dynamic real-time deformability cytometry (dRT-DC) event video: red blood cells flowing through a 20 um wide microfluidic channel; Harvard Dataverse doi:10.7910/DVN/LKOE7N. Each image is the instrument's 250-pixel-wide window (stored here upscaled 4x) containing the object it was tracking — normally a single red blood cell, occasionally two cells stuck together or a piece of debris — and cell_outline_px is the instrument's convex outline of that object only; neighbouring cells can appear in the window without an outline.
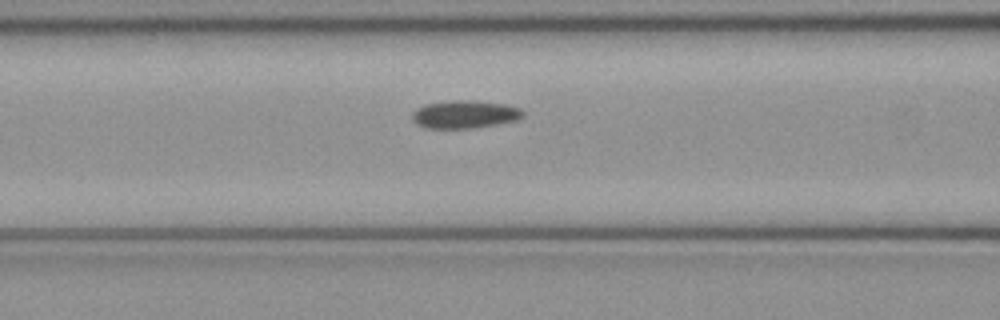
{"species": "common noctule bat (a hibernating species)", "species_latin": "Nyctalus noctula", "temperature_condition": "cold", "stored_images_in_passage": 49, "camera_frame_rate_fps": 3000, "um_per_image_px": 0.085, "animal": {"sex": "female", "body_mass_g": 21.9}, "frame": {"image": 1, "passage_image": 19, "time_ms": 6.0, "image_size_px": [1000, 320], "cell_outline_px": [[524, 116], [516, 120], [496, 124], [472, 128], [424, 128], [416, 124], [412, 120], [412, 112], [416, 108], [424, 104], [452, 100], [472, 100], [504, 104], [520, 108], [524, 112]], "centroid_in_image_um": [39.46, 9.71], "position_along_channel_um": 127.1, "area_um2": 18.09}}
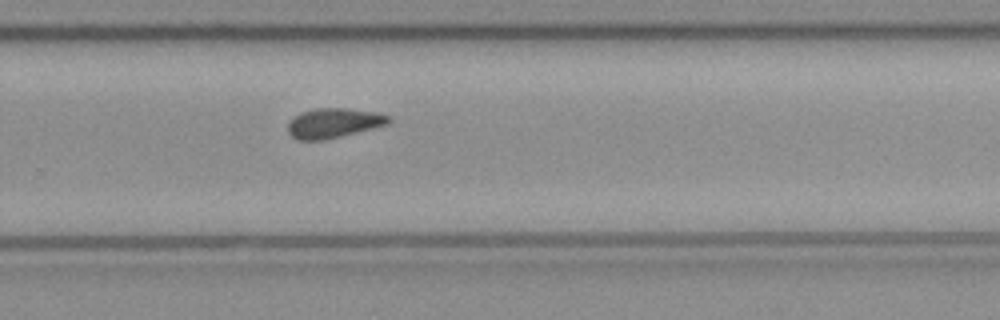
{"frame": {"image": 2, "passage_image": 32, "time_ms": 10.333, "image_size_px": [1000, 320], "cell_outline_px": [[392, 120], [388, 124], [324, 140], [296, 140], [288, 132], [288, 120], [300, 112], [316, 108], [348, 108], [376, 112], [388, 116]], "centroid_in_image_um": [28.31, 10.45], "position_along_channel_um": 301.5, "area_um2": 17.46}}
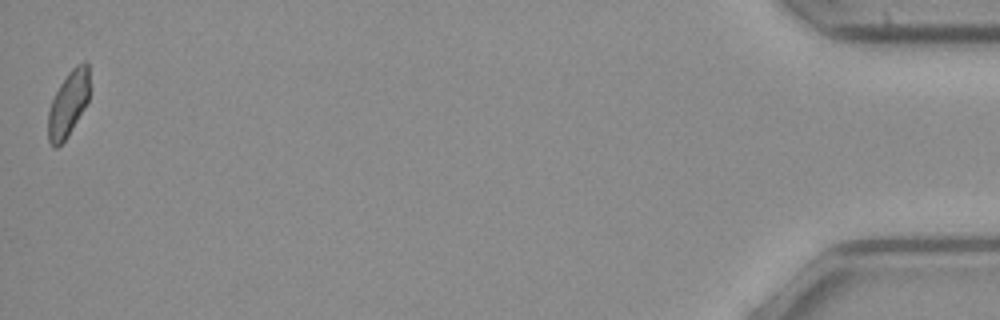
{"frame": {"image": 3, "passage_image": 49, "time_ms": 16.0, "image_size_px": [1000, 320], "cell_outline_px": [[88, 100], [84, 108], [68, 136], [56, 148], [52, 148], [48, 140], [48, 112], [52, 100], [60, 84], [68, 72], [76, 64], [84, 60], [88, 60]], "centroid_in_image_um": [5.79, 8.82], "position_along_channel_um": 429.4, "area_um2": 15.72}, "authors_computed_cell_mechanics": {"area_um2": 17.1088, "velocity_mm_per_s": 4.0295, "shape_relaxation_time_tau1_ms": null, "shape_relaxation_time_tau2_ms": 6.3296, "deformation_change_tau1": null, "deformation_change_tau2": 0.1377}}